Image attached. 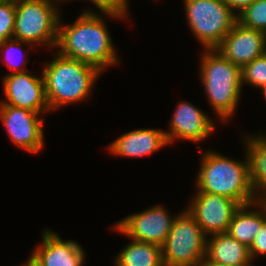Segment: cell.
Masks as SVG:
<instances>
[{"mask_svg": "<svg viewBox=\"0 0 266 266\" xmlns=\"http://www.w3.org/2000/svg\"><path fill=\"white\" fill-rule=\"evenodd\" d=\"M104 21L94 10H85L73 24L63 25L59 20L58 53L90 64L100 72L108 66L118 65L119 58Z\"/></svg>", "mask_w": 266, "mask_h": 266, "instance_id": "cell-1", "label": "cell"}, {"mask_svg": "<svg viewBox=\"0 0 266 266\" xmlns=\"http://www.w3.org/2000/svg\"><path fill=\"white\" fill-rule=\"evenodd\" d=\"M53 58L42 70L50 111L91 97L95 80L102 72L90 64L59 53Z\"/></svg>", "mask_w": 266, "mask_h": 266, "instance_id": "cell-2", "label": "cell"}, {"mask_svg": "<svg viewBox=\"0 0 266 266\" xmlns=\"http://www.w3.org/2000/svg\"><path fill=\"white\" fill-rule=\"evenodd\" d=\"M202 156L196 192L226 196L240 206L258 201L250 183L248 158L239 162L215 151Z\"/></svg>", "mask_w": 266, "mask_h": 266, "instance_id": "cell-3", "label": "cell"}, {"mask_svg": "<svg viewBox=\"0 0 266 266\" xmlns=\"http://www.w3.org/2000/svg\"><path fill=\"white\" fill-rule=\"evenodd\" d=\"M199 64L208 102L221 122H227L236 111L241 97V68L215 49H205Z\"/></svg>", "mask_w": 266, "mask_h": 266, "instance_id": "cell-4", "label": "cell"}, {"mask_svg": "<svg viewBox=\"0 0 266 266\" xmlns=\"http://www.w3.org/2000/svg\"><path fill=\"white\" fill-rule=\"evenodd\" d=\"M57 2V3H55ZM61 0L15 1L13 39L32 45L55 47L58 38ZM58 4V6L56 5Z\"/></svg>", "mask_w": 266, "mask_h": 266, "instance_id": "cell-5", "label": "cell"}, {"mask_svg": "<svg viewBox=\"0 0 266 266\" xmlns=\"http://www.w3.org/2000/svg\"><path fill=\"white\" fill-rule=\"evenodd\" d=\"M207 235L185 209L177 214L162 246L164 266H197L206 255Z\"/></svg>", "mask_w": 266, "mask_h": 266, "instance_id": "cell-6", "label": "cell"}, {"mask_svg": "<svg viewBox=\"0 0 266 266\" xmlns=\"http://www.w3.org/2000/svg\"><path fill=\"white\" fill-rule=\"evenodd\" d=\"M189 27L205 49H215L238 22L221 0H183Z\"/></svg>", "mask_w": 266, "mask_h": 266, "instance_id": "cell-7", "label": "cell"}, {"mask_svg": "<svg viewBox=\"0 0 266 266\" xmlns=\"http://www.w3.org/2000/svg\"><path fill=\"white\" fill-rule=\"evenodd\" d=\"M166 210L161 205H156L142 212L128 215L112 228L133 240L162 247L177 218V215H169Z\"/></svg>", "mask_w": 266, "mask_h": 266, "instance_id": "cell-8", "label": "cell"}, {"mask_svg": "<svg viewBox=\"0 0 266 266\" xmlns=\"http://www.w3.org/2000/svg\"><path fill=\"white\" fill-rule=\"evenodd\" d=\"M41 113L10 105H0V120L14 145L30 153H38L44 144ZM40 119H39V118Z\"/></svg>", "mask_w": 266, "mask_h": 266, "instance_id": "cell-9", "label": "cell"}, {"mask_svg": "<svg viewBox=\"0 0 266 266\" xmlns=\"http://www.w3.org/2000/svg\"><path fill=\"white\" fill-rule=\"evenodd\" d=\"M191 200L186 209L207 236L226 233L234 212L240 207L231 198L207 192H196Z\"/></svg>", "mask_w": 266, "mask_h": 266, "instance_id": "cell-10", "label": "cell"}, {"mask_svg": "<svg viewBox=\"0 0 266 266\" xmlns=\"http://www.w3.org/2000/svg\"><path fill=\"white\" fill-rule=\"evenodd\" d=\"M3 89L6 101L0 105L20 107L30 111L50 112L45 94L44 77L28 74L27 71L9 73L3 78Z\"/></svg>", "mask_w": 266, "mask_h": 266, "instance_id": "cell-11", "label": "cell"}, {"mask_svg": "<svg viewBox=\"0 0 266 266\" xmlns=\"http://www.w3.org/2000/svg\"><path fill=\"white\" fill-rule=\"evenodd\" d=\"M215 50L242 69L266 53V34L237 22Z\"/></svg>", "mask_w": 266, "mask_h": 266, "instance_id": "cell-12", "label": "cell"}, {"mask_svg": "<svg viewBox=\"0 0 266 266\" xmlns=\"http://www.w3.org/2000/svg\"><path fill=\"white\" fill-rule=\"evenodd\" d=\"M169 124L170 131H164L168 144L177 139L203 141L215 131L212 119L198 107L185 101L178 103Z\"/></svg>", "mask_w": 266, "mask_h": 266, "instance_id": "cell-13", "label": "cell"}, {"mask_svg": "<svg viewBox=\"0 0 266 266\" xmlns=\"http://www.w3.org/2000/svg\"><path fill=\"white\" fill-rule=\"evenodd\" d=\"M85 252L77 242L64 241L56 232L44 230L42 242L29 259L37 266H83Z\"/></svg>", "mask_w": 266, "mask_h": 266, "instance_id": "cell-14", "label": "cell"}, {"mask_svg": "<svg viewBox=\"0 0 266 266\" xmlns=\"http://www.w3.org/2000/svg\"><path fill=\"white\" fill-rule=\"evenodd\" d=\"M169 145L165 132L159 129H136L124 133L111 144L108 150L122 157H143Z\"/></svg>", "mask_w": 266, "mask_h": 266, "instance_id": "cell-15", "label": "cell"}, {"mask_svg": "<svg viewBox=\"0 0 266 266\" xmlns=\"http://www.w3.org/2000/svg\"><path fill=\"white\" fill-rule=\"evenodd\" d=\"M207 237L205 258L211 262L230 266H252L249 248L226 233Z\"/></svg>", "mask_w": 266, "mask_h": 266, "instance_id": "cell-16", "label": "cell"}, {"mask_svg": "<svg viewBox=\"0 0 266 266\" xmlns=\"http://www.w3.org/2000/svg\"><path fill=\"white\" fill-rule=\"evenodd\" d=\"M257 210H250L251 207ZM260 209V210H259ZM266 222V204L263 201L240 206L233 214L227 233L248 248L261 226Z\"/></svg>", "mask_w": 266, "mask_h": 266, "instance_id": "cell-17", "label": "cell"}, {"mask_svg": "<svg viewBox=\"0 0 266 266\" xmlns=\"http://www.w3.org/2000/svg\"><path fill=\"white\" fill-rule=\"evenodd\" d=\"M245 139L250 183L257 200L263 201L266 198V135H246Z\"/></svg>", "mask_w": 266, "mask_h": 266, "instance_id": "cell-18", "label": "cell"}, {"mask_svg": "<svg viewBox=\"0 0 266 266\" xmlns=\"http://www.w3.org/2000/svg\"><path fill=\"white\" fill-rule=\"evenodd\" d=\"M115 266H164L162 247L131 239L116 256Z\"/></svg>", "mask_w": 266, "mask_h": 266, "instance_id": "cell-19", "label": "cell"}, {"mask_svg": "<svg viewBox=\"0 0 266 266\" xmlns=\"http://www.w3.org/2000/svg\"><path fill=\"white\" fill-rule=\"evenodd\" d=\"M21 44L29 45V47L33 46L30 43L16 39H9L0 43V54L3 53L4 63L10 70L13 71V73L28 71V69H25V67L23 68L19 65L20 63H22L25 66L26 63L29 62L26 60L25 55L21 54ZM18 59L19 61L21 60L20 63H18Z\"/></svg>", "mask_w": 266, "mask_h": 266, "instance_id": "cell-20", "label": "cell"}, {"mask_svg": "<svg viewBox=\"0 0 266 266\" xmlns=\"http://www.w3.org/2000/svg\"><path fill=\"white\" fill-rule=\"evenodd\" d=\"M237 17L242 26L266 34V0H255Z\"/></svg>", "mask_w": 266, "mask_h": 266, "instance_id": "cell-21", "label": "cell"}, {"mask_svg": "<svg viewBox=\"0 0 266 266\" xmlns=\"http://www.w3.org/2000/svg\"><path fill=\"white\" fill-rule=\"evenodd\" d=\"M242 86L250 84L258 89L266 88V53L255 58L241 69Z\"/></svg>", "mask_w": 266, "mask_h": 266, "instance_id": "cell-22", "label": "cell"}, {"mask_svg": "<svg viewBox=\"0 0 266 266\" xmlns=\"http://www.w3.org/2000/svg\"><path fill=\"white\" fill-rule=\"evenodd\" d=\"M15 1L0 0V43L13 39Z\"/></svg>", "mask_w": 266, "mask_h": 266, "instance_id": "cell-23", "label": "cell"}, {"mask_svg": "<svg viewBox=\"0 0 266 266\" xmlns=\"http://www.w3.org/2000/svg\"><path fill=\"white\" fill-rule=\"evenodd\" d=\"M95 6L107 17L119 20L129 16L128 14V0H90Z\"/></svg>", "mask_w": 266, "mask_h": 266, "instance_id": "cell-24", "label": "cell"}, {"mask_svg": "<svg viewBox=\"0 0 266 266\" xmlns=\"http://www.w3.org/2000/svg\"><path fill=\"white\" fill-rule=\"evenodd\" d=\"M252 261L259 255H266V222L261 226L249 248Z\"/></svg>", "mask_w": 266, "mask_h": 266, "instance_id": "cell-25", "label": "cell"}, {"mask_svg": "<svg viewBox=\"0 0 266 266\" xmlns=\"http://www.w3.org/2000/svg\"><path fill=\"white\" fill-rule=\"evenodd\" d=\"M230 10L238 11V14H241L245 9H247L255 0H221Z\"/></svg>", "mask_w": 266, "mask_h": 266, "instance_id": "cell-26", "label": "cell"}, {"mask_svg": "<svg viewBox=\"0 0 266 266\" xmlns=\"http://www.w3.org/2000/svg\"><path fill=\"white\" fill-rule=\"evenodd\" d=\"M200 266H230V265H223V264H219V263H214V262H211V261L207 260L206 258H204V260L200 263Z\"/></svg>", "mask_w": 266, "mask_h": 266, "instance_id": "cell-27", "label": "cell"}, {"mask_svg": "<svg viewBox=\"0 0 266 266\" xmlns=\"http://www.w3.org/2000/svg\"><path fill=\"white\" fill-rule=\"evenodd\" d=\"M26 266H37L35 265L29 258L28 261L26 262Z\"/></svg>", "mask_w": 266, "mask_h": 266, "instance_id": "cell-28", "label": "cell"}, {"mask_svg": "<svg viewBox=\"0 0 266 266\" xmlns=\"http://www.w3.org/2000/svg\"><path fill=\"white\" fill-rule=\"evenodd\" d=\"M263 94H264V98L266 99V88L262 90Z\"/></svg>", "mask_w": 266, "mask_h": 266, "instance_id": "cell-29", "label": "cell"}]
</instances>
